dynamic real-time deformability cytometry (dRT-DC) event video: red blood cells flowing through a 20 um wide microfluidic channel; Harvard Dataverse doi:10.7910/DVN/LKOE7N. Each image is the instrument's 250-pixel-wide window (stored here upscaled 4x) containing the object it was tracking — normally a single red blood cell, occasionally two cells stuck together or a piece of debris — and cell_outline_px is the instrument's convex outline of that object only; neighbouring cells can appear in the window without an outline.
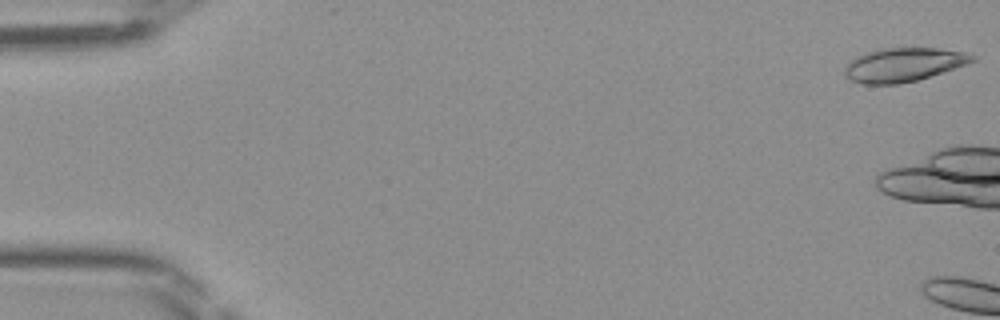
{"species": "Egyptian fruit bat (a non-hibernating species)", "species_latin": "Rousettus aegyptiacus", "temperature_condition": "room temperature", "stored_images_in_passage": 4, "camera_frame_rate_fps": 3000, "um_per_image_px": 0.085, "frame": {"image": 1, "passage_image": 1, "time_ms": 0.0, "image_size_px": [1000, 320], "cell_outline_px": [[976, 60], [968, 64], [916, 80], [900, 84], [864, 84], [848, 80], [844, 76], [844, 68], [848, 60], [856, 56], [880, 48], [940, 48], [964, 52], [976, 56]], "centroid_in_image_um": [76.75, 5.5], "position_along_channel_um": 8.2, "area_um2": 25.32}}